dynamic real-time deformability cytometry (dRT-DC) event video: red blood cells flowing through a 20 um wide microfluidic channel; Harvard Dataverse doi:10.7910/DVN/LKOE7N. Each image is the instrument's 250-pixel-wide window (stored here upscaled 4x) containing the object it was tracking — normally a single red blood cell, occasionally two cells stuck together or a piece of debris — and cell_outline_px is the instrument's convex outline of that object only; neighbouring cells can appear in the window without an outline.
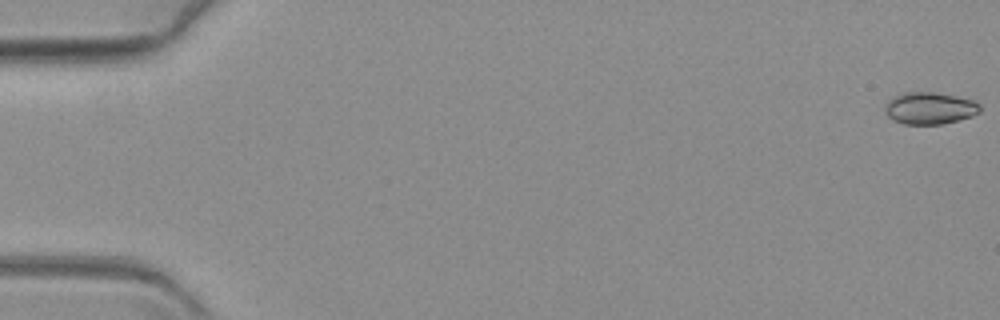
{"species": "common noctule bat (a hibernating species)", "species_latin": "Nyctalus noctula", "temperature_condition": "warm", "stored_images_in_passage": 63, "camera_frame_rate_fps": 3000, "um_per_image_px": 0.085, "animal": {"sex": "female", "body_mass_g": 19.3, "forearm_length_mm": 54.1}, "frame": {"image": 1, "passage_image": 1, "time_ms": 0.0, "image_size_px": [1000, 320], "cell_outline_px": [[980, 112], [972, 116], [944, 124], [904, 124], [892, 120], [884, 112], [884, 108], [888, 100], [892, 96], [904, 92], [932, 92], [976, 100], [980, 104]], "centroid_in_image_um": [79.01, 9.2], "position_along_channel_um": 6.0, "area_um2": 17.92}}
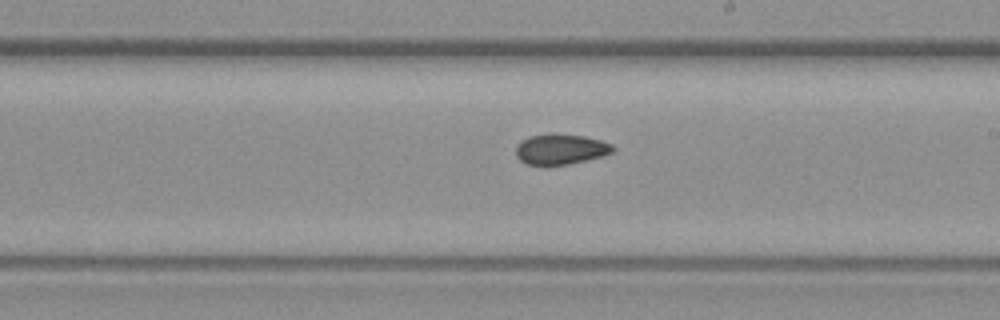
{"frame": {"image": 2, "passage_image": 37, "time_ms": 12.0, "image_size_px": [1000, 320], "cell_outline_px": [[616, 148], [612, 152], [600, 156], [568, 164], [544, 168], [528, 164], [520, 160], [516, 156], [516, 148], [528, 136], [584, 136], [600, 140], [612, 144]], "centroid_in_image_um": [47.65, 12.75], "position_along_channel_um": 241.4, "area_um2": 16.76}}
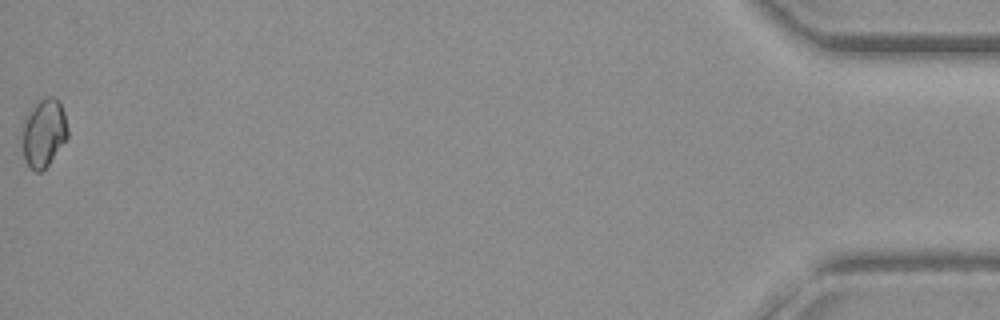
{"frame": {"image": 3, "passage_image": 63, "time_ms": 20.667, "image_size_px": [1000, 320], "cell_outline_px": [[68, 136], [48, 164], [40, 172], [36, 172], [28, 164], [24, 156], [24, 116], [44, 96], [52, 96], [60, 100], [64, 112], [68, 128]], "centroid_in_image_um": [3.76, 11.24], "position_along_channel_um": 431.4, "area_um2": 17.63}}